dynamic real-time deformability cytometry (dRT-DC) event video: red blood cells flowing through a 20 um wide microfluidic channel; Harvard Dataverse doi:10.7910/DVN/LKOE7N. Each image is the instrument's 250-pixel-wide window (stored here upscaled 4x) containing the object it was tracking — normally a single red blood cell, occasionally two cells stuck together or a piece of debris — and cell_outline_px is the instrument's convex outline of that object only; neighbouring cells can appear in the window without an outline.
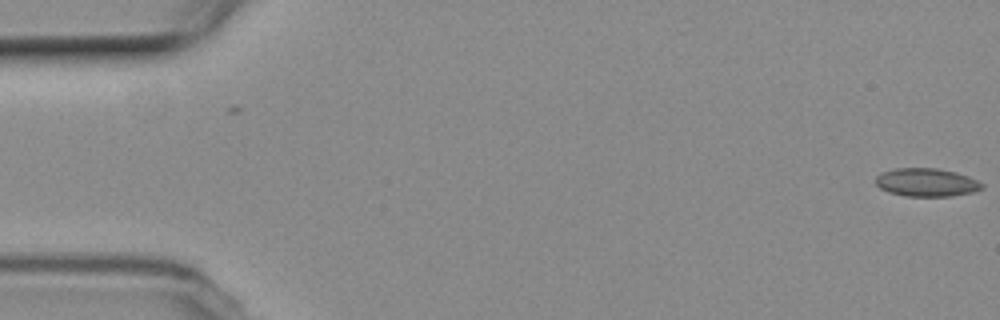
{"species": "common noctule bat (a hibernating species)", "species_latin": "Nyctalus noctula", "temperature_condition": "room temperature", "stored_images_in_passage": 2, "camera_frame_rate_fps": 3000, "um_per_image_px": 0.085, "animal": {"sex": "female", "body_mass_g": 19.3, "forearm_length_mm": 54.1}, "frame": {"image": 1, "passage_image": 2, "time_ms": 0.333, "image_size_px": [1000, 320], "cell_outline_px": [[984, 188], [972, 192], [952, 196], [904, 196], [888, 192], [880, 188], [876, 184], [876, 176], [880, 172], [896, 168], [936, 168], [956, 172], [968, 176], [984, 184]], "centroid_in_image_um": [78.74, 15.5], "position_along_channel_um": 6.3, "area_um2": 17.57}}